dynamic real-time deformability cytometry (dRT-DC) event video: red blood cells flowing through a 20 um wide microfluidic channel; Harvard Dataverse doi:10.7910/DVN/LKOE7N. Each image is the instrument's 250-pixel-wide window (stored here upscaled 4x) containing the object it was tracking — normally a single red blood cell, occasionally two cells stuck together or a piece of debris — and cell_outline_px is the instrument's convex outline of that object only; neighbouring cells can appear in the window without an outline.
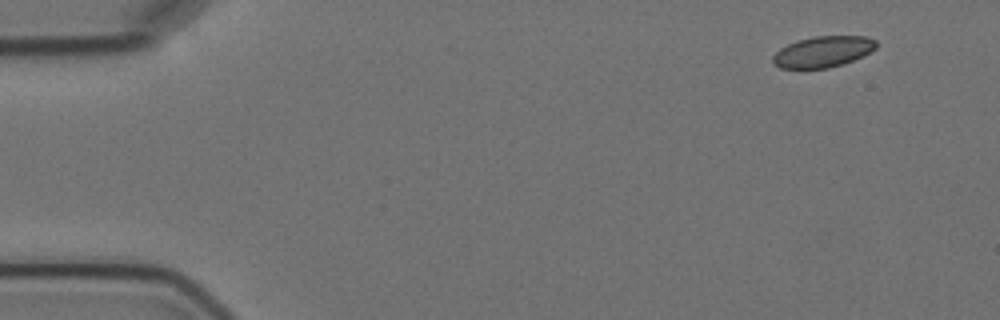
{"species": "Egyptian fruit bat (a non-hibernating species)", "species_latin": "Rousettus aegyptiacus", "temperature_condition": "cold", "stored_images_in_passage": 6, "camera_frame_rate_fps": 3000, "um_per_image_px": 0.085, "animal": {"sex": "female"}, "frame": {"image": 1, "passage_image": 1, "time_ms": 0.0, "image_size_px": [1000, 320], "cell_outline_px": [[876, 48], [844, 64], [828, 68], [780, 68], [772, 64], [772, 56], [780, 48], [796, 40], [816, 36], [864, 36], [876, 40]], "centroid_in_image_um": [69.9, 4.39], "position_along_channel_um": 15.1, "area_um2": 18.61}}
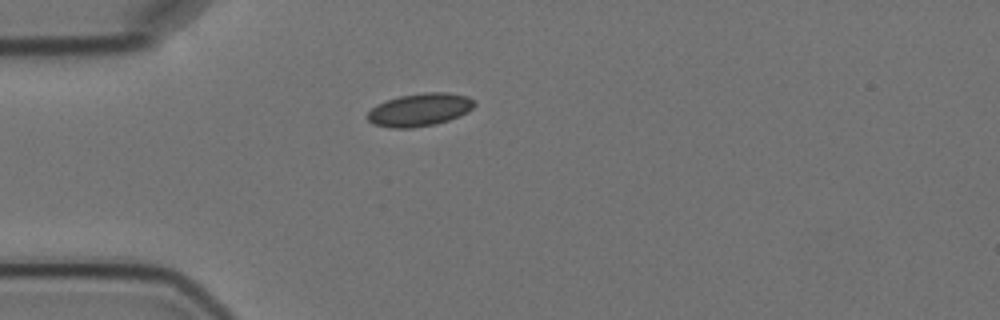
{"frame": {"image": 2, "passage_image": 4, "time_ms": 3.667, "image_size_px": [1000, 320], "cell_outline_px": [[476, 104], [468, 112], [460, 116], [436, 124], [412, 128], [392, 128], [372, 124], [368, 120], [368, 112], [376, 104], [400, 96], [424, 92], [448, 92], [468, 96]], "centroid_in_image_um": [35.68, 9.33], "position_along_channel_um": 49.3, "area_um2": 20.52}}
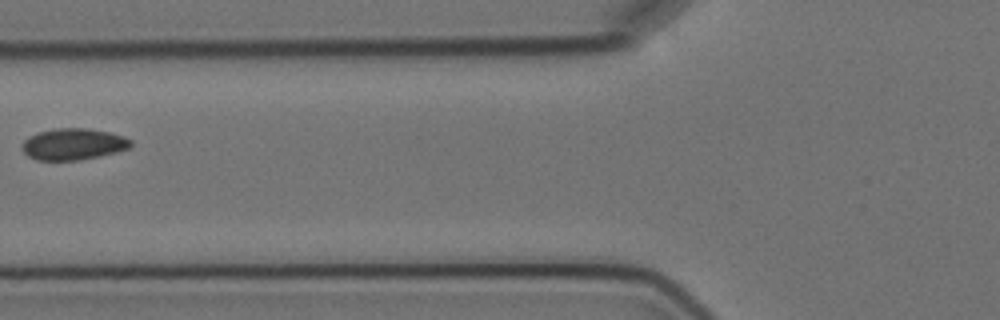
{"frame": {"image": 3, "passage_image": 6, "time_ms": 6.0, "image_size_px": [1000, 320], "cell_outline_px": [[132, 144], [128, 148], [116, 152], [80, 160], [36, 160], [28, 156], [24, 152], [24, 140], [28, 136], [36, 132], [56, 128], [88, 128], [108, 132], [124, 136], [132, 140]], "centroid_in_image_um": [6.23, 12.24], "position_along_channel_um": 119.6, "area_um2": 19.88}}